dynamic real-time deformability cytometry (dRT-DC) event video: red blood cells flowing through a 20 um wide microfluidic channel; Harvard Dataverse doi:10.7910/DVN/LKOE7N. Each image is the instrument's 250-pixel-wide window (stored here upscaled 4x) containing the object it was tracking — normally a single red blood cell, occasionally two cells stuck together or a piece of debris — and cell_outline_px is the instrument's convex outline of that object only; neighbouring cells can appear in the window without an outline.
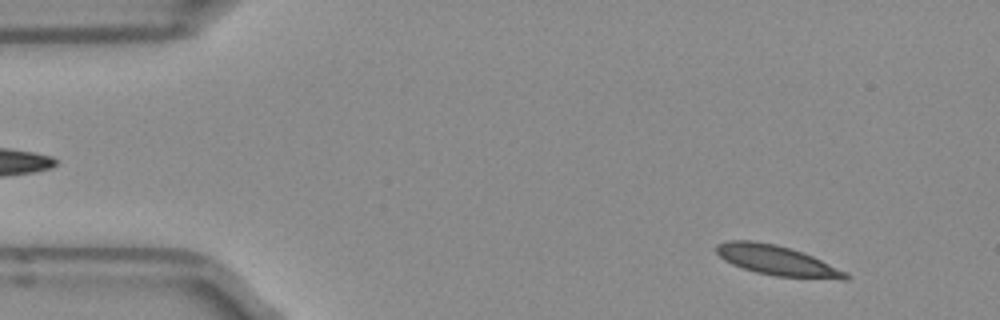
{"species": "Egyptian fruit bat (a non-hibernating species)", "species_latin": "Rousettus aegyptiacus", "temperature_condition": "room temperature", "stored_images_in_passage": 50, "camera_frame_rate_fps": 3000, "um_per_image_px": 0.085, "frame": {"image": 1, "passage_image": 4, "time_ms": 1.0, "image_size_px": [1000, 320], "cell_outline_px": [[852, 276], [848, 280], [840, 280], [776, 276], [756, 272], [732, 264], [724, 260], [716, 252], [716, 244], [728, 240], [752, 240], [776, 244], [812, 256], [848, 272]], "centroid_in_image_um": [66.08, 22.15], "position_along_channel_um": 18.9, "area_um2": 22.6}}
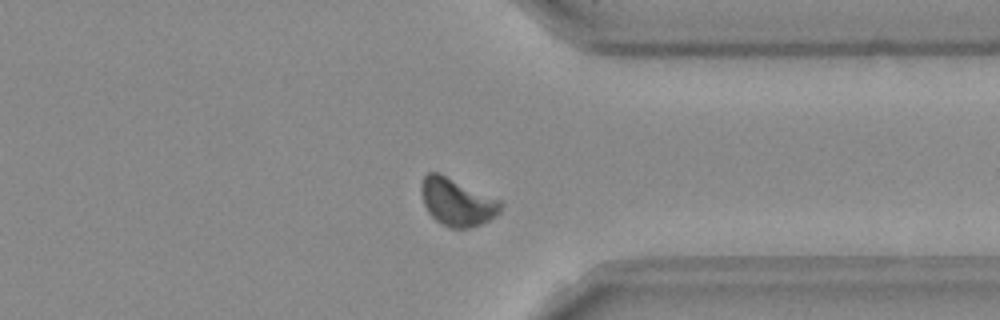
{"frame": {"image": 2, "passage_image": 38, "time_ms": 12.333, "image_size_px": [1000, 320], "cell_outline_px": [[504, 204], [500, 212], [488, 220], [480, 224], [468, 228], [452, 228], [440, 224], [428, 212], [424, 204], [420, 192], [420, 184], [424, 176], [428, 172], [440, 172], [500, 200]], "centroid_in_image_um": [38.83, 17.15], "position_along_channel_um": 372.6, "area_um2": 22.14}}
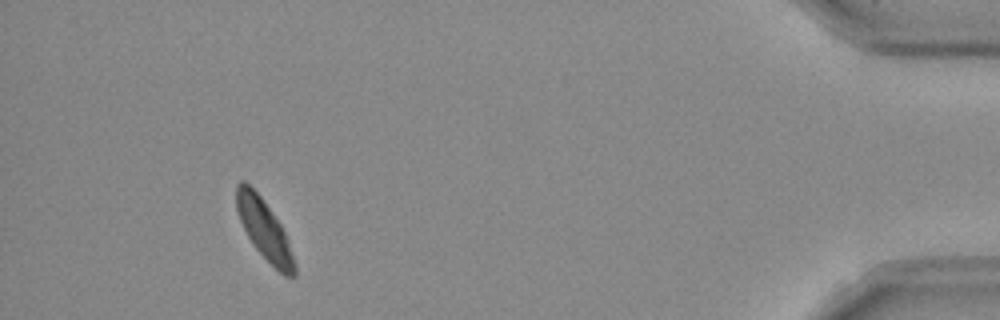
{"frame": {"image": 3, "passage_image": 46, "time_ms": 15.0, "image_size_px": [1000, 320], "cell_outline_px": [[296, 276], [284, 276], [256, 248], [248, 236], [240, 220], [236, 208], [236, 184], [240, 180], [244, 180], [260, 196], [280, 224], [288, 240], [296, 264]], "centroid_in_image_um": [22.46, 19.5], "position_along_channel_um": 412.7, "area_um2": 19.77}, "authors_computed_cell_mechanics": {"area_um2": 22.0218, "velocity_mm_per_s": 3.9049, "shape_relaxation_time_tau1_ms": null, "shape_relaxation_time_tau2_ms": 0.9023, "deformation_change_tau1": null, "deformation_change_tau2": 0.0472}}